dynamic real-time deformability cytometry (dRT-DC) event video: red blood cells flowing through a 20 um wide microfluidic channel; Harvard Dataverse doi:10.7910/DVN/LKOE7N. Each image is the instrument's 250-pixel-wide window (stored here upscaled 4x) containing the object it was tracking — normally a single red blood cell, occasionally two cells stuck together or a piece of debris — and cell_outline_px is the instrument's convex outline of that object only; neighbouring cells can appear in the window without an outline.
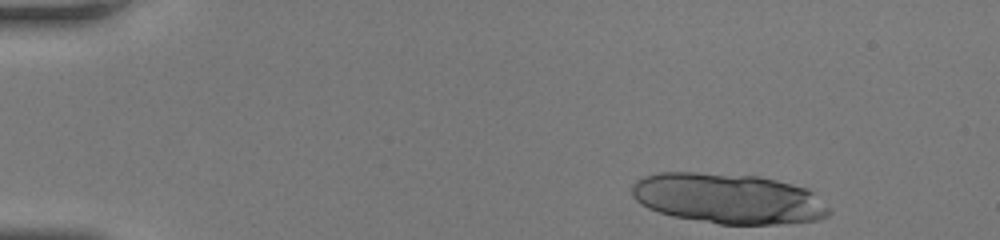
{"species": "human", "species_latin": "Homo sapiens", "temperature_condition": "room temperature", "stored_images_in_passage": 18, "segment_of_instrument_passage": [1, 2], "camera_frame_rate_fps": 3000, "um_per_image_px": 0.085, "donor": {"sex": "female"}, "frame": {"image": 1, "passage_image": 1, "time_ms": 0.0, "image_size_px": [1000, 240], "cell_outline_px": [[832, 212], [828, 216], [820, 220], [780, 224], [720, 224], [672, 216], [648, 208], [640, 204], [632, 196], [632, 184], [636, 180], [644, 176], [656, 172], [696, 172], [760, 176], [792, 184], [804, 188], [812, 192], [832, 208]], "centroid_in_image_um": [61.91, 16.87], "position_along_channel_um": 23.1, "area_um2": 58.15}}